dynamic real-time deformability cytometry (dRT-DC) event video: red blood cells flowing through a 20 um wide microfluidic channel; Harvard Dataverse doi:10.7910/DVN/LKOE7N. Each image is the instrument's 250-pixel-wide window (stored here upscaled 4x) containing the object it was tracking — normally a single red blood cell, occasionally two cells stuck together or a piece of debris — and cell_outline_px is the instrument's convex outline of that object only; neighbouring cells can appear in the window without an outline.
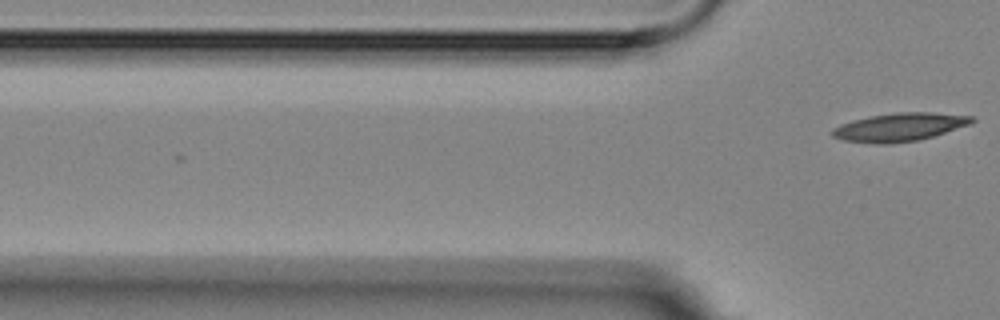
{"species": "Egyptian fruit bat (a non-hibernating species)", "species_latin": "Rousettus aegyptiacus", "temperature_condition": "room temperature", "stored_images_in_passage": 2, "camera_frame_rate_fps": 3000, "um_per_image_px": 0.085, "animal": {"sex": "female"}, "frame": {"image": 1, "passage_image": 2, "time_ms": 1.0, "image_size_px": [1000, 320], "cell_outline_px": [[976, 120], [972, 124], [932, 136], [916, 140], [888, 144], [876, 144], [844, 140], [832, 136], [832, 128], [840, 124], [852, 120], [868, 116], [896, 112], [932, 112], [972, 116]], "centroid_in_image_um": [76.45, 10.79], "position_along_channel_um": 49.3, "area_um2": 23.0}}